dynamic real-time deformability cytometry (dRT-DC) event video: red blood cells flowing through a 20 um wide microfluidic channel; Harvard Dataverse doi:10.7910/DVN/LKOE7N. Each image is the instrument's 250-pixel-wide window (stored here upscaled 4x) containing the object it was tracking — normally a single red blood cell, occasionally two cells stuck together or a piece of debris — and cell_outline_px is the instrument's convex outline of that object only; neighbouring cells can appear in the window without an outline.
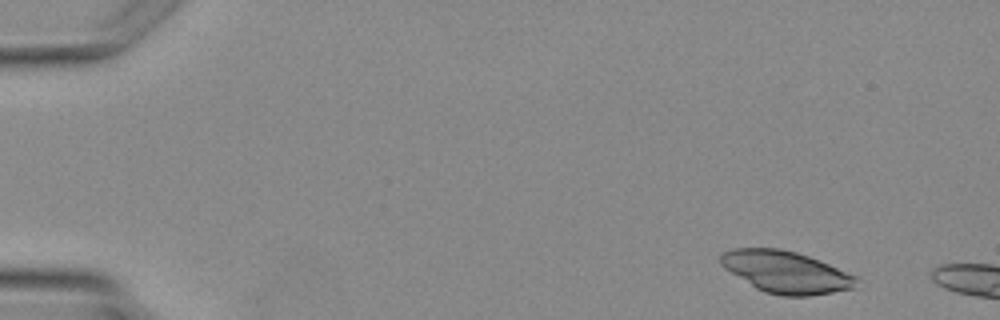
{"species": "Egyptian fruit bat (a non-hibernating species)", "species_latin": "Rousettus aegyptiacus", "temperature_condition": "warm", "stored_images_in_passage": 4, "camera_frame_rate_fps": 3000, "um_per_image_px": 0.085, "animal": {"sex": "female"}, "frame": {"image": 1, "passage_image": 1, "time_ms": 0.0, "image_size_px": [1000, 320], "cell_outline_px": [[860, 276], [856, 288], [812, 296], [780, 296], [764, 292], [756, 288], [724, 268], [720, 264], [720, 256], [724, 252], [732, 248], [780, 248], [796, 252], [808, 256]], "centroid_in_image_um": [66.86, 23.13], "position_along_channel_um": 18.1, "area_um2": 33.47}}